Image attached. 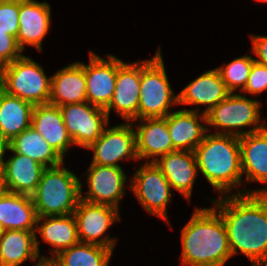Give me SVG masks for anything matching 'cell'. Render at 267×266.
I'll return each mask as SVG.
<instances>
[{"instance_id":"8fae6325","label":"cell","mask_w":267,"mask_h":266,"mask_svg":"<svg viewBox=\"0 0 267 266\" xmlns=\"http://www.w3.org/2000/svg\"><path fill=\"white\" fill-rule=\"evenodd\" d=\"M134 123L126 122L105 128L99 139L89 148L94 150L90 164L121 167L123 159L139 160L136 151Z\"/></svg>"},{"instance_id":"d590c367","label":"cell","mask_w":267,"mask_h":266,"mask_svg":"<svg viewBox=\"0 0 267 266\" xmlns=\"http://www.w3.org/2000/svg\"><path fill=\"white\" fill-rule=\"evenodd\" d=\"M35 266H56L51 260H42L34 263Z\"/></svg>"},{"instance_id":"484cf974","label":"cell","mask_w":267,"mask_h":266,"mask_svg":"<svg viewBox=\"0 0 267 266\" xmlns=\"http://www.w3.org/2000/svg\"><path fill=\"white\" fill-rule=\"evenodd\" d=\"M37 218L31 196L8 191L0 194V223L5 230L35 231Z\"/></svg>"},{"instance_id":"f1b7e54d","label":"cell","mask_w":267,"mask_h":266,"mask_svg":"<svg viewBox=\"0 0 267 266\" xmlns=\"http://www.w3.org/2000/svg\"><path fill=\"white\" fill-rule=\"evenodd\" d=\"M112 255L113 250L108 247L79 242L51 261L56 266H108Z\"/></svg>"},{"instance_id":"52a82bcc","label":"cell","mask_w":267,"mask_h":266,"mask_svg":"<svg viewBox=\"0 0 267 266\" xmlns=\"http://www.w3.org/2000/svg\"><path fill=\"white\" fill-rule=\"evenodd\" d=\"M51 79L41 65L24 55L0 71L2 90L34 106L49 103Z\"/></svg>"},{"instance_id":"4316f807","label":"cell","mask_w":267,"mask_h":266,"mask_svg":"<svg viewBox=\"0 0 267 266\" xmlns=\"http://www.w3.org/2000/svg\"><path fill=\"white\" fill-rule=\"evenodd\" d=\"M27 260L42 261L35 231L5 230L0 238V266H20Z\"/></svg>"},{"instance_id":"9c48e42d","label":"cell","mask_w":267,"mask_h":266,"mask_svg":"<svg viewBox=\"0 0 267 266\" xmlns=\"http://www.w3.org/2000/svg\"><path fill=\"white\" fill-rule=\"evenodd\" d=\"M73 214L81 243L114 249L117 240L112 239L109 235L104 236V233L114 222L121 220L119 209L110 205L94 204L80 199Z\"/></svg>"},{"instance_id":"4dcf8cb0","label":"cell","mask_w":267,"mask_h":266,"mask_svg":"<svg viewBox=\"0 0 267 266\" xmlns=\"http://www.w3.org/2000/svg\"><path fill=\"white\" fill-rule=\"evenodd\" d=\"M20 0H0V28L17 37Z\"/></svg>"},{"instance_id":"6da1fadb","label":"cell","mask_w":267,"mask_h":266,"mask_svg":"<svg viewBox=\"0 0 267 266\" xmlns=\"http://www.w3.org/2000/svg\"><path fill=\"white\" fill-rule=\"evenodd\" d=\"M219 198L211 202L225 223L232 256L239 251L252 266H267V194Z\"/></svg>"},{"instance_id":"5b68a950","label":"cell","mask_w":267,"mask_h":266,"mask_svg":"<svg viewBox=\"0 0 267 266\" xmlns=\"http://www.w3.org/2000/svg\"><path fill=\"white\" fill-rule=\"evenodd\" d=\"M173 105H178V95L169 83L159 47L152 59L141 61L138 120L166 117Z\"/></svg>"},{"instance_id":"ba28073f","label":"cell","mask_w":267,"mask_h":266,"mask_svg":"<svg viewBox=\"0 0 267 266\" xmlns=\"http://www.w3.org/2000/svg\"><path fill=\"white\" fill-rule=\"evenodd\" d=\"M129 188L135 194L144 209L165 222H168L167 204L172 194L170 183L154 162H146L130 179Z\"/></svg>"},{"instance_id":"30bf717a","label":"cell","mask_w":267,"mask_h":266,"mask_svg":"<svg viewBox=\"0 0 267 266\" xmlns=\"http://www.w3.org/2000/svg\"><path fill=\"white\" fill-rule=\"evenodd\" d=\"M59 108L74 145L79 147L89 148L109 124L105 109L89 102L71 103Z\"/></svg>"},{"instance_id":"d4e9b609","label":"cell","mask_w":267,"mask_h":266,"mask_svg":"<svg viewBox=\"0 0 267 266\" xmlns=\"http://www.w3.org/2000/svg\"><path fill=\"white\" fill-rule=\"evenodd\" d=\"M33 108L31 103L0 91V146L31 126Z\"/></svg>"},{"instance_id":"7c38bea8","label":"cell","mask_w":267,"mask_h":266,"mask_svg":"<svg viewBox=\"0 0 267 266\" xmlns=\"http://www.w3.org/2000/svg\"><path fill=\"white\" fill-rule=\"evenodd\" d=\"M89 56V64H84L87 102L105 109L115 90L117 69L124 61L112 54L105 60L92 51Z\"/></svg>"},{"instance_id":"74e56055","label":"cell","mask_w":267,"mask_h":266,"mask_svg":"<svg viewBox=\"0 0 267 266\" xmlns=\"http://www.w3.org/2000/svg\"><path fill=\"white\" fill-rule=\"evenodd\" d=\"M255 1H258V2H267V0H255Z\"/></svg>"},{"instance_id":"d6a6232c","label":"cell","mask_w":267,"mask_h":266,"mask_svg":"<svg viewBox=\"0 0 267 266\" xmlns=\"http://www.w3.org/2000/svg\"><path fill=\"white\" fill-rule=\"evenodd\" d=\"M267 89V66L257 62L253 63L243 93L259 95Z\"/></svg>"},{"instance_id":"e575fe53","label":"cell","mask_w":267,"mask_h":266,"mask_svg":"<svg viewBox=\"0 0 267 266\" xmlns=\"http://www.w3.org/2000/svg\"><path fill=\"white\" fill-rule=\"evenodd\" d=\"M7 191L5 186V180H4V169H3V163H2V156L0 154V194Z\"/></svg>"},{"instance_id":"8992f818","label":"cell","mask_w":267,"mask_h":266,"mask_svg":"<svg viewBox=\"0 0 267 266\" xmlns=\"http://www.w3.org/2000/svg\"><path fill=\"white\" fill-rule=\"evenodd\" d=\"M261 105L252 97L250 99L238 93H230L206 114V125L217 128L215 134L237 137L260 131L266 127L265 122L260 121ZM248 126L252 128L244 130Z\"/></svg>"},{"instance_id":"f546056e","label":"cell","mask_w":267,"mask_h":266,"mask_svg":"<svg viewBox=\"0 0 267 266\" xmlns=\"http://www.w3.org/2000/svg\"><path fill=\"white\" fill-rule=\"evenodd\" d=\"M254 58L250 55L234 58L226 66L217 67L227 90L236 93L237 89L244 90L247 83Z\"/></svg>"},{"instance_id":"7402d4cb","label":"cell","mask_w":267,"mask_h":266,"mask_svg":"<svg viewBox=\"0 0 267 266\" xmlns=\"http://www.w3.org/2000/svg\"><path fill=\"white\" fill-rule=\"evenodd\" d=\"M230 92L217 68L208 70L190 82L178 93V104L205 105L203 114H207L213 107L223 101Z\"/></svg>"},{"instance_id":"ffe728a7","label":"cell","mask_w":267,"mask_h":266,"mask_svg":"<svg viewBox=\"0 0 267 266\" xmlns=\"http://www.w3.org/2000/svg\"><path fill=\"white\" fill-rule=\"evenodd\" d=\"M31 127L64 159L74 142L63 122L59 106L51 103L35 105Z\"/></svg>"},{"instance_id":"83f0119b","label":"cell","mask_w":267,"mask_h":266,"mask_svg":"<svg viewBox=\"0 0 267 266\" xmlns=\"http://www.w3.org/2000/svg\"><path fill=\"white\" fill-rule=\"evenodd\" d=\"M15 153L25 155L47 167L64 163V159L31 126L7 144Z\"/></svg>"},{"instance_id":"5bb4252c","label":"cell","mask_w":267,"mask_h":266,"mask_svg":"<svg viewBox=\"0 0 267 266\" xmlns=\"http://www.w3.org/2000/svg\"><path fill=\"white\" fill-rule=\"evenodd\" d=\"M141 61L123 62L117 69L116 86L110 101L105 108L108 118L114 110L126 122L138 121L140 96Z\"/></svg>"},{"instance_id":"ac0fdd59","label":"cell","mask_w":267,"mask_h":266,"mask_svg":"<svg viewBox=\"0 0 267 266\" xmlns=\"http://www.w3.org/2000/svg\"><path fill=\"white\" fill-rule=\"evenodd\" d=\"M154 163L163 172L172 190L175 189L190 201L199 173L194 151L175 150L159 157Z\"/></svg>"},{"instance_id":"8d00e7d4","label":"cell","mask_w":267,"mask_h":266,"mask_svg":"<svg viewBox=\"0 0 267 266\" xmlns=\"http://www.w3.org/2000/svg\"><path fill=\"white\" fill-rule=\"evenodd\" d=\"M5 229L3 228L2 224L0 223V238L3 235Z\"/></svg>"},{"instance_id":"3957f363","label":"cell","mask_w":267,"mask_h":266,"mask_svg":"<svg viewBox=\"0 0 267 266\" xmlns=\"http://www.w3.org/2000/svg\"><path fill=\"white\" fill-rule=\"evenodd\" d=\"M194 153L198 171L220 192V196L227 195V192L231 195L233 188L241 186L239 137L214 132L206 134Z\"/></svg>"},{"instance_id":"9a60e30c","label":"cell","mask_w":267,"mask_h":266,"mask_svg":"<svg viewBox=\"0 0 267 266\" xmlns=\"http://www.w3.org/2000/svg\"><path fill=\"white\" fill-rule=\"evenodd\" d=\"M241 170L247 182L267 185V126L257 132L239 137ZM258 190H239L236 195L267 194V186Z\"/></svg>"},{"instance_id":"e0dca14e","label":"cell","mask_w":267,"mask_h":266,"mask_svg":"<svg viewBox=\"0 0 267 266\" xmlns=\"http://www.w3.org/2000/svg\"><path fill=\"white\" fill-rule=\"evenodd\" d=\"M6 150L11 151L13 156L4 161ZM0 154L6 190L31 196L40 182L45 167L25 155L15 153L8 145L0 146Z\"/></svg>"},{"instance_id":"836d02e7","label":"cell","mask_w":267,"mask_h":266,"mask_svg":"<svg viewBox=\"0 0 267 266\" xmlns=\"http://www.w3.org/2000/svg\"><path fill=\"white\" fill-rule=\"evenodd\" d=\"M251 40L252 53L258 57L254 59V61L261 65L267 66V36L251 35Z\"/></svg>"},{"instance_id":"277c9868","label":"cell","mask_w":267,"mask_h":266,"mask_svg":"<svg viewBox=\"0 0 267 266\" xmlns=\"http://www.w3.org/2000/svg\"><path fill=\"white\" fill-rule=\"evenodd\" d=\"M62 165L45 168L31 195L38 217L73 214L81 199V179Z\"/></svg>"},{"instance_id":"4fadbf2b","label":"cell","mask_w":267,"mask_h":266,"mask_svg":"<svg viewBox=\"0 0 267 266\" xmlns=\"http://www.w3.org/2000/svg\"><path fill=\"white\" fill-rule=\"evenodd\" d=\"M87 194L81 199L94 204H105L119 209V202L125 194L127 176L122 167L90 164L87 171Z\"/></svg>"},{"instance_id":"cb8c5ba5","label":"cell","mask_w":267,"mask_h":266,"mask_svg":"<svg viewBox=\"0 0 267 266\" xmlns=\"http://www.w3.org/2000/svg\"><path fill=\"white\" fill-rule=\"evenodd\" d=\"M49 103L63 106L87 102L84 63L75 62L51 76Z\"/></svg>"},{"instance_id":"d6986e66","label":"cell","mask_w":267,"mask_h":266,"mask_svg":"<svg viewBox=\"0 0 267 266\" xmlns=\"http://www.w3.org/2000/svg\"><path fill=\"white\" fill-rule=\"evenodd\" d=\"M136 135V151L139 159L150 158L155 162L159 157L175 151L167 128V116L139 119Z\"/></svg>"},{"instance_id":"1f68e13d","label":"cell","mask_w":267,"mask_h":266,"mask_svg":"<svg viewBox=\"0 0 267 266\" xmlns=\"http://www.w3.org/2000/svg\"><path fill=\"white\" fill-rule=\"evenodd\" d=\"M22 50L17 44L16 37L0 28V71L10 62L22 56Z\"/></svg>"},{"instance_id":"f35d334b","label":"cell","mask_w":267,"mask_h":266,"mask_svg":"<svg viewBox=\"0 0 267 266\" xmlns=\"http://www.w3.org/2000/svg\"><path fill=\"white\" fill-rule=\"evenodd\" d=\"M2 90V84H1V80H0V91Z\"/></svg>"},{"instance_id":"603a6c76","label":"cell","mask_w":267,"mask_h":266,"mask_svg":"<svg viewBox=\"0 0 267 266\" xmlns=\"http://www.w3.org/2000/svg\"><path fill=\"white\" fill-rule=\"evenodd\" d=\"M42 222V223H41ZM40 233L43 241L52 246V257L41 256L42 260H52L61 251L78 244V232L74 214L38 217L36 224V248L40 255L37 238Z\"/></svg>"},{"instance_id":"44dd1931","label":"cell","mask_w":267,"mask_h":266,"mask_svg":"<svg viewBox=\"0 0 267 266\" xmlns=\"http://www.w3.org/2000/svg\"><path fill=\"white\" fill-rule=\"evenodd\" d=\"M197 109H181L167 115V128L176 150L194 151L202 142L207 131L206 114L199 115Z\"/></svg>"},{"instance_id":"7a4b0ae2","label":"cell","mask_w":267,"mask_h":266,"mask_svg":"<svg viewBox=\"0 0 267 266\" xmlns=\"http://www.w3.org/2000/svg\"><path fill=\"white\" fill-rule=\"evenodd\" d=\"M182 266H224L232 257L222 216L212 208H196L181 230Z\"/></svg>"},{"instance_id":"2e32d148","label":"cell","mask_w":267,"mask_h":266,"mask_svg":"<svg viewBox=\"0 0 267 266\" xmlns=\"http://www.w3.org/2000/svg\"><path fill=\"white\" fill-rule=\"evenodd\" d=\"M51 23V7L49 3L36 0H20L19 30L17 44L23 51L26 45L43 51L42 40L48 34Z\"/></svg>"}]
</instances>
